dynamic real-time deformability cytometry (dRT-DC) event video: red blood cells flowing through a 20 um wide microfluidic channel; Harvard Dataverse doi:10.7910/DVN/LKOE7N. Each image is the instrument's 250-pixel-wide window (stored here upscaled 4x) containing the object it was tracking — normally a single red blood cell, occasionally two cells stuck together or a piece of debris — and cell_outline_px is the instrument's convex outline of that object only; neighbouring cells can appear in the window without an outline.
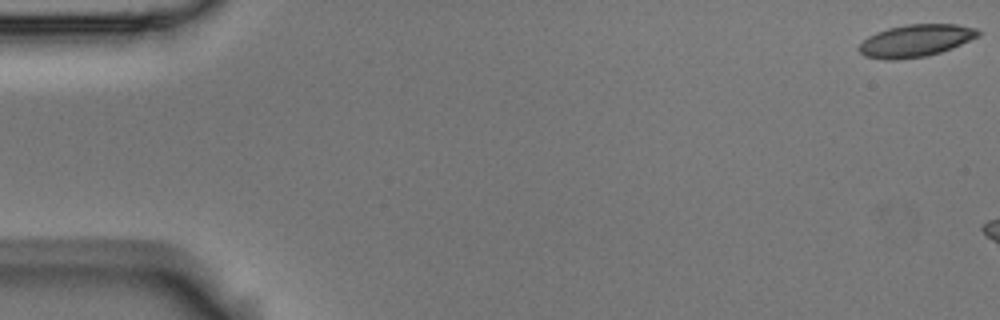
{"species": "Egyptian fruit bat (a non-hibernating species)", "species_latin": "Rousettus aegyptiacus", "temperature_condition": "room temperature", "stored_images_in_passage": 4, "camera_frame_rate_fps": 3000, "um_per_image_px": 0.085, "animal": {"sex": "male"}, "frame": {"image": 1, "passage_image": 1, "time_ms": 0.0, "image_size_px": [1000, 320], "cell_outline_px": [[980, 36], [952, 48], [928, 56], [896, 60], [884, 60], [864, 56], [860, 52], [860, 44], [868, 36], [876, 32], [888, 28], [908, 24], [956, 24], [976, 28], [980, 32]], "centroid_in_image_um": [77.84, 3.46], "position_along_channel_um": 7.2, "area_um2": 22.48}}